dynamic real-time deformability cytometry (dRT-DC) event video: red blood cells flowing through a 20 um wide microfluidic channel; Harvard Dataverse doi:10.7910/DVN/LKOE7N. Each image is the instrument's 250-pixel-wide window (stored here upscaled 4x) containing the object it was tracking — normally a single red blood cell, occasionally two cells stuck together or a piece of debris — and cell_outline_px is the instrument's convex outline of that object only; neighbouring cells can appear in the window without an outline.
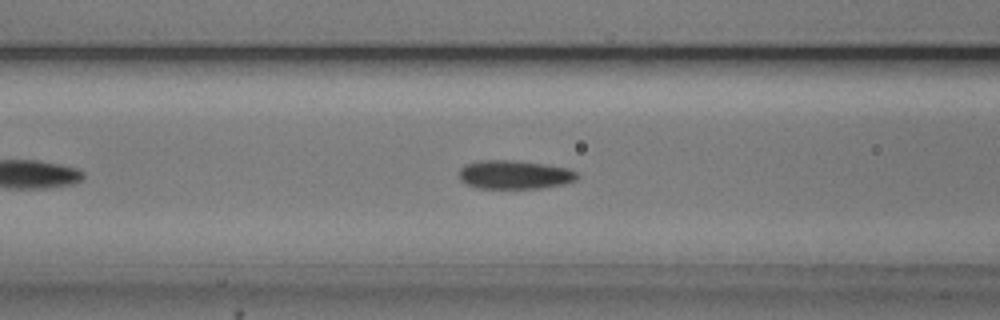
{"species": "common noctule bat (a hibernating species)", "species_latin": "Nyctalus noctula", "temperature_condition": "cold", "stored_images_in_passage": 41, "camera_frame_rate_fps": 3000, "um_per_image_px": 0.085, "animal": {"sex": "male", "body_mass_g": 20.5, "forearm_length_mm": 52.5}, "frame": {"image": 1, "passage_image": 11, "time_ms": 3.333, "image_size_px": [1000, 320], "cell_outline_px": [[580, 176], [576, 180], [564, 184], [540, 188], [476, 188], [464, 184], [460, 180], [460, 168], [464, 164], [480, 160], [512, 160], [544, 164], [568, 168], [576, 172]], "centroid_in_image_um": [43.72, 14.85], "position_along_channel_um": 122.9, "area_um2": 19.88}}
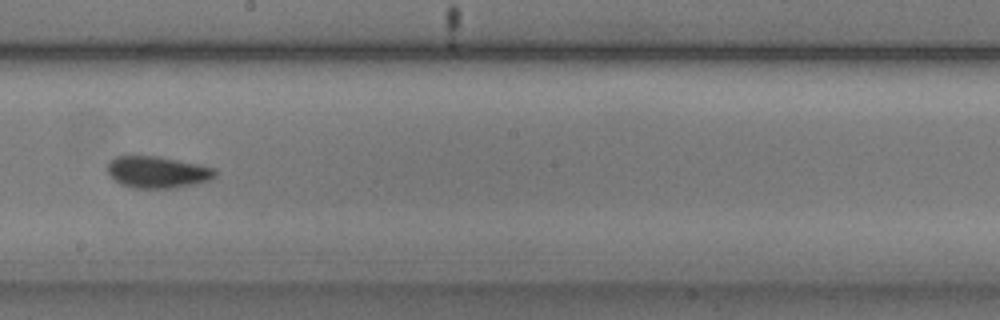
{"frame": {"image": 2, "passage_image": 20, "time_ms": 6.333, "image_size_px": [1000, 320], "cell_outline_px": [[216, 176], [208, 180], [196, 184], [176, 188], [136, 188], [120, 184], [108, 172], [108, 164], [116, 156], [156, 156], [200, 164], [216, 168]], "centroid_in_image_um": [13.43, 14.63], "position_along_channel_um": 234.8, "area_um2": 19.83}}
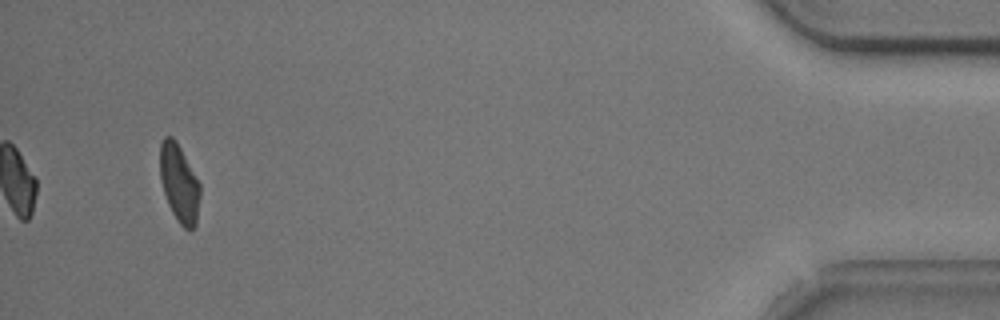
{"frame": {"image": 3, "passage_image": 41, "time_ms": 13.333, "image_size_px": [1000, 320], "cell_outline_px": [[200, 196], [196, 224], [192, 228], [184, 228], [176, 220], [168, 204], [160, 180], [160, 144], [164, 136], [172, 136], [176, 140], [200, 184]], "centroid_in_image_um": [15.22, 15.56], "position_along_channel_um": 420.0, "area_um2": 18.09}, "authors_computed_cell_mechanics": {"area_um2": 19.7098, "velocity_mm_per_s": 3.7362, "shape_relaxation_time_tau1_ms": 3.503, "shape_relaxation_time_tau2_ms": 1.901, "deformation_change_tau1": 0.1241, "deformation_change_tau2": 0.0892}}